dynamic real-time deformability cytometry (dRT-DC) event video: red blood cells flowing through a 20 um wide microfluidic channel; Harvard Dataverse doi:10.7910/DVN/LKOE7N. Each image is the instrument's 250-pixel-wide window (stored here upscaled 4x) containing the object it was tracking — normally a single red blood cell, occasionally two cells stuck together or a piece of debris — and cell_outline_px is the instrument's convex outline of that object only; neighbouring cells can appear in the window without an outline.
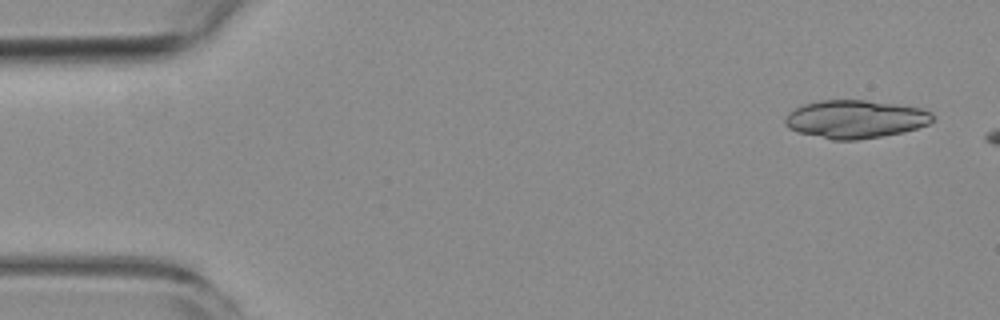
{"species": "common noctule bat (a hibernating species)", "species_latin": "Nyctalus noctula", "temperature_condition": "room temperature", "stored_images_in_passage": 2, "camera_frame_rate_fps": 3000, "um_per_image_px": 0.085, "animal": {"sex": "female", "body_mass_g": 19.3, "forearm_length_mm": 54.1}, "frame": {"image": 1, "passage_image": 1, "time_ms": 0.0, "image_size_px": [1000, 320], "cell_outline_px": [[932, 120], [928, 124], [904, 132], [856, 140], [832, 140], [796, 132], [788, 128], [784, 124], [784, 116], [792, 108], [804, 104], [820, 100], [868, 100], [896, 104], [920, 108], [932, 112]], "centroid_in_image_um": [72.63, 10.12], "position_along_channel_um": 12.4, "area_um2": 33.0}}